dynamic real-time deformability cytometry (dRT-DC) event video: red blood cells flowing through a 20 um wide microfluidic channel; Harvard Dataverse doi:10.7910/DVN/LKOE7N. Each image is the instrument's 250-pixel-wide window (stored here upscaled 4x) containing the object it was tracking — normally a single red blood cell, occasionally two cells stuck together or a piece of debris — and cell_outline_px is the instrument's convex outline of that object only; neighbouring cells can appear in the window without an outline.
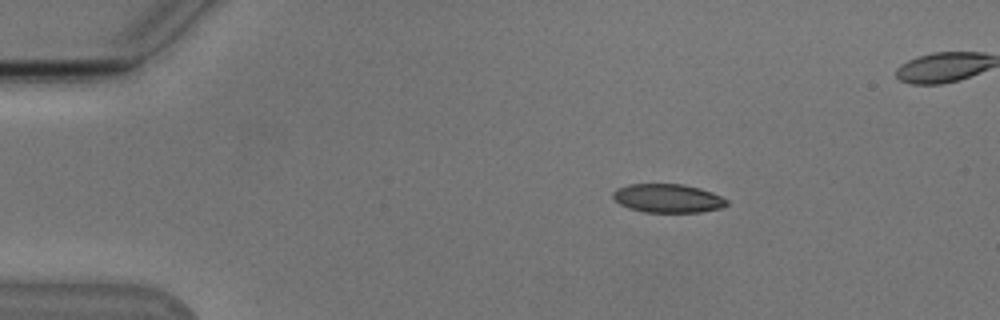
{"species": "Egyptian fruit bat (a non-hibernating species)", "species_latin": "Rousettus aegyptiacus", "temperature_condition": "cold", "stored_images_in_passage": 43, "camera_frame_rate_fps": 3000, "um_per_image_px": 0.085, "animal": {"sex": "male"}, "frame": {"image": 1, "passage_image": 1, "time_ms": 0.0, "image_size_px": [1000, 320], "cell_outline_px": [[728, 204], [720, 208], [700, 212], [644, 212], [628, 208], [620, 204], [612, 196], [612, 192], [616, 188], [628, 184], [684, 184], [700, 188], [712, 192], [728, 200]], "centroid_in_image_um": [56.74, 16.85], "position_along_channel_um": 28.3, "area_um2": 19.07}}
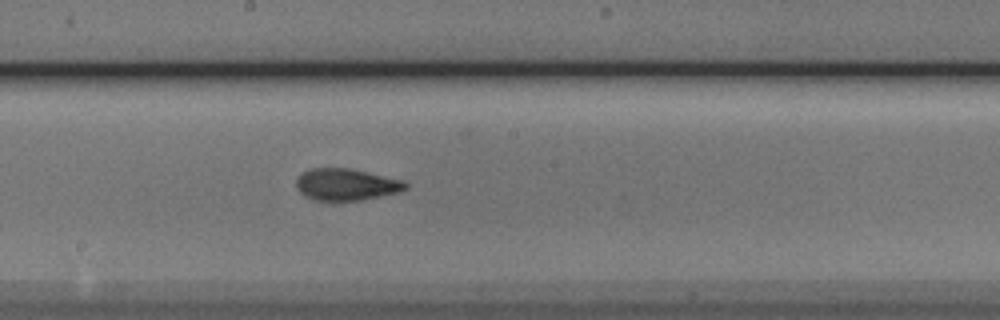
{"frame": {"image": 2, "passage_image": 21, "time_ms": 6.667, "image_size_px": [1000, 320], "cell_outline_px": [[408, 188], [400, 192], [360, 200], [316, 200], [300, 192], [296, 188], [296, 180], [304, 172], [312, 168], [348, 168], [404, 180], [408, 184]], "centroid_in_image_um": [29.47, 15.68], "position_along_channel_um": 218.7, "area_um2": 20.0}}
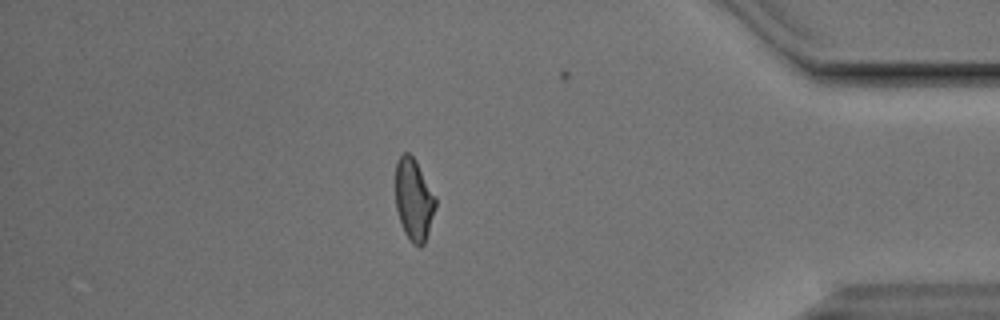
{"frame": {"image": 3, "passage_image": 38, "time_ms": 12.333, "image_size_px": [1000, 320], "cell_outline_px": [[436, 204], [428, 232], [424, 244], [420, 248], [412, 244], [404, 232], [396, 208], [396, 164], [400, 156], [404, 152], [408, 152], [416, 160], [436, 196]], "centroid_in_image_um": [35.18, 16.97], "position_along_channel_um": 400.0, "area_um2": 19.07}}